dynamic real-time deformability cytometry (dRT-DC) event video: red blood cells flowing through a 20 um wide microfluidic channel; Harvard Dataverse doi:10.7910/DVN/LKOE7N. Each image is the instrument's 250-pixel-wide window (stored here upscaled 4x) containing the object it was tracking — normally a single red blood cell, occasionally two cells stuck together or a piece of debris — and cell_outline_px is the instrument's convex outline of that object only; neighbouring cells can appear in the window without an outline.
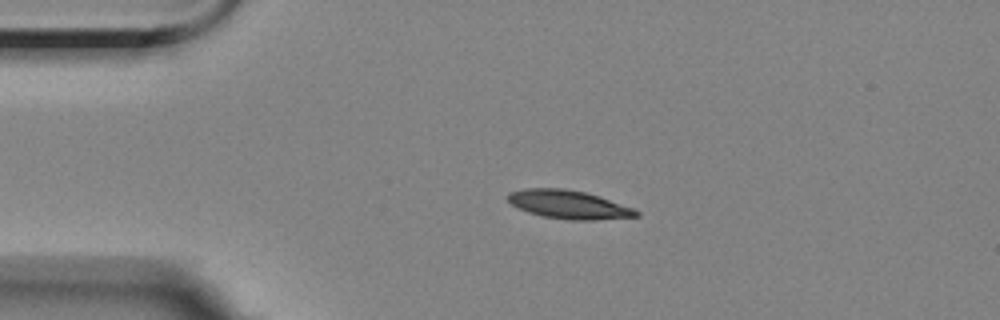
{"species": "Egyptian fruit bat (a non-hibernating species)", "species_latin": "Rousettus aegyptiacus", "temperature_condition": "room temperature", "stored_images_in_passage": 4, "camera_frame_rate_fps": 3000, "um_per_image_px": 0.085, "animal": {"sex": "female"}, "frame": {"image": 1, "passage_image": 3, "time_ms": 3.0, "image_size_px": [1000, 320], "cell_outline_px": [[640, 216], [596, 220], [568, 220], [544, 216], [528, 212], [512, 204], [508, 200], [508, 192], [528, 188], [564, 188], [584, 192], [600, 196], [636, 208], [640, 212]], "centroid_in_image_um": [48.41, 17.38], "position_along_channel_um": 36.6, "area_um2": 21.39}}